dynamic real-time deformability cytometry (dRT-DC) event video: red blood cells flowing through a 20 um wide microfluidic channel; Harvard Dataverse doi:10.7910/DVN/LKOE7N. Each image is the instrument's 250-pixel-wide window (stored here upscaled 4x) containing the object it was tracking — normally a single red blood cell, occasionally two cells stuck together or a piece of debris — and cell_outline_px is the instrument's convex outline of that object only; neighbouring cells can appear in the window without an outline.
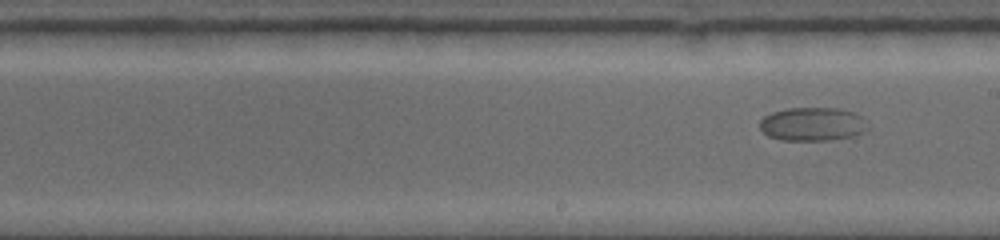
{"species": "common noctule bat (a hibernating species)", "species_latin": "Nyctalus noctula", "temperature_condition": "warm", "stored_images_in_passage": 16, "segment_of_instrument_passage": [2, 2], "camera_frame_rate_fps": 5000, "um_per_image_px": 0.085, "animal": {"sex": "female", "body_mass_g": 19.0, "forearm_length_mm": 53.3}, "frame": {"image": 1, "passage_image": 16, "time_ms": 9.2, "image_size_px": [1000, 240], "cell_outline_px": [[868, 128], [852, 136], [828, 140], [780, 140], [768, 136], [760, 128], [760, 120], [764, 116], [772, 112], [788, 108], [840, 108], [864, 116], [868, 120]], "centroid_in_image_um": [69.08, 10.54], "position_along_channel_um": 219.9, "area_um2": 21.21}}